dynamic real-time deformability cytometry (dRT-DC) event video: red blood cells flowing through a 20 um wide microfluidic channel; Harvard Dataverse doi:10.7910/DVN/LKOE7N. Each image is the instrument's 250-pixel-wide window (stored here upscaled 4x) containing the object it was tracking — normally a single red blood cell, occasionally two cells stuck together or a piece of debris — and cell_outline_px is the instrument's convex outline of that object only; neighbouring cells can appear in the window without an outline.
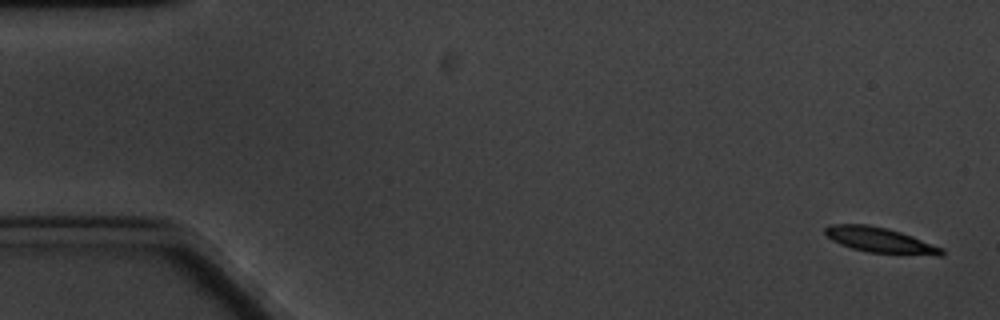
{"species": "common noctule bat (a hibernating species)", "species_latin": "Nyctalus noctula", "temperature_condition": "cold", "stored_images_in_passage": 6, "camera_frame_rate_fps": 3000, "um_per_image_px": 0.085, "animal": {"sex": "male", "body_mass_g": 20.1, "forearm_length_mm": 53.5}, "frame": {"image": 1, "passage_image": 1, "time_ms": 0.0, "image_size_px": [1000, 320], "cell_outline_px": [[944, 256], [936, 256], [868, 252], [852, 248], [840, 244], [832, 240], [824, 232], [824, 228], [828, 224], [868, 224], [888, 228], [912, 236], [944, 248]], "centroid_in_image_um": [74.83, 20.41], "position_along_channel_um": 10.2, "area_um2": 17.34}}
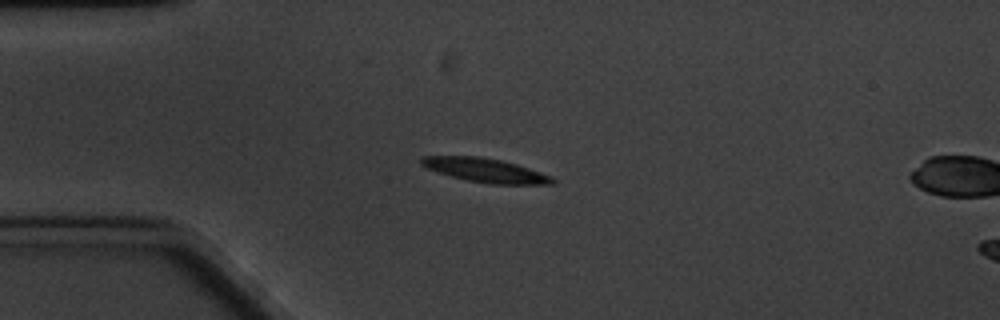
{"frame": {"image": 2, "passage_image": 5, "time_ms": 4.333, "image_size_px": [1000, 320], "cell_outline_px": [[556, 184], [488, 184], [468, 180], [436, 172], [420, 164], [420, 156], [480, 156], [500, 160], [516, 164], [552, 176], [556, 180]], "centroid_in_image_um": [41.26, 14.47], "position_along_channel_um": 43.7, "area_um2": 18.26}}